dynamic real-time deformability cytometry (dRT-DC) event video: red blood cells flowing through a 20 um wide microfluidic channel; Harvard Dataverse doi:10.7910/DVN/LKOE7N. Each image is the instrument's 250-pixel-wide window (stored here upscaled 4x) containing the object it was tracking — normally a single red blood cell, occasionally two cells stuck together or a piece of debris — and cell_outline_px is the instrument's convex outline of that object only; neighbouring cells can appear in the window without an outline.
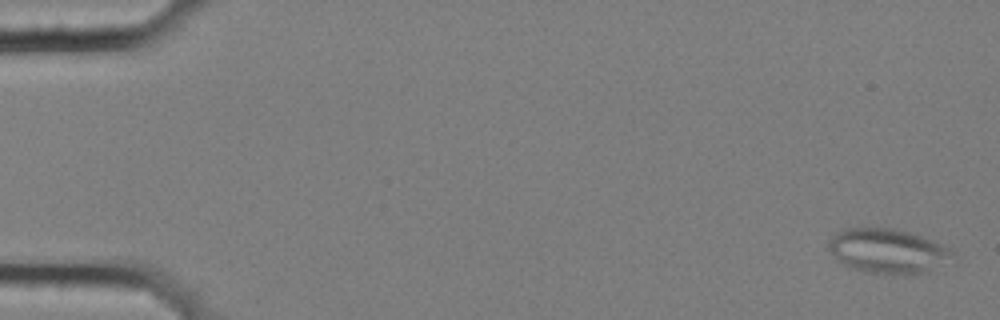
{"species": "common noctule bat (a hibernating species)", "species_latin": "Nyctalus noctula", "temperature_condition": "cold", "stored_images_in_passage": 6, "camera_frame_rate_fps": 3000, "um_per_image_px": 0.085, "animal": {"sex": "female", "body_mass_g": 25.1}, "frame": {"image": 1, "passage_image": 1, "time_ms": 0.0, "image_size_px": [1000, 320], "cell_outline_px": [[952, 256], [928, 272], [872, 272], [852, 268], [844, 264], [828, 248], [828, 240], [836, 232], [844, 228], [892, 228], [908, 232], [932, 240], [948, 248], [952, 252]], "centroid_in_image_um": [75.39, 21.28], "position_along_channel_um": 9.6, "area_um2": 30.87}}
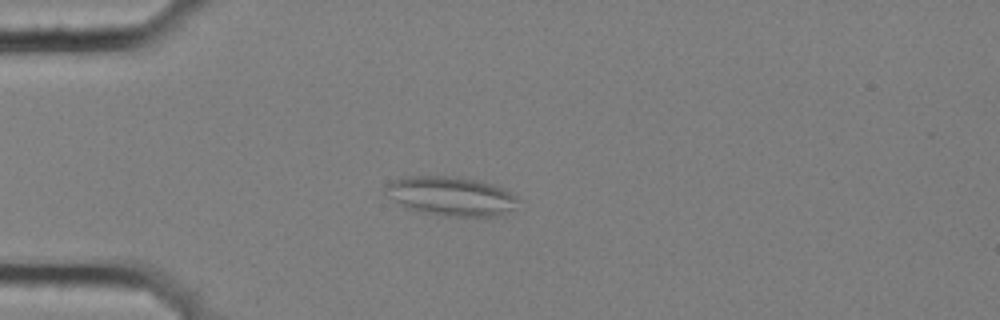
{"frame": {"image": 2, "passage_image": 5, "time_ms": 1.333, "image_size_px": [1000, 320], "cell_outline_px": [[520, 200], [512, 208], [500, 216], [444, 216], [424, 212], [408, 208], [388, 196], [384, 192], [384, 188], [388, 184], [396, 180], [408, 176], [448, 176], [476, 180], [492, 184], [504, 188], [516, 196]], "centroid_in_image_um": [38.36, 16.67], "position_along_channel_um": 46.6, "area_um2": 29.82}}